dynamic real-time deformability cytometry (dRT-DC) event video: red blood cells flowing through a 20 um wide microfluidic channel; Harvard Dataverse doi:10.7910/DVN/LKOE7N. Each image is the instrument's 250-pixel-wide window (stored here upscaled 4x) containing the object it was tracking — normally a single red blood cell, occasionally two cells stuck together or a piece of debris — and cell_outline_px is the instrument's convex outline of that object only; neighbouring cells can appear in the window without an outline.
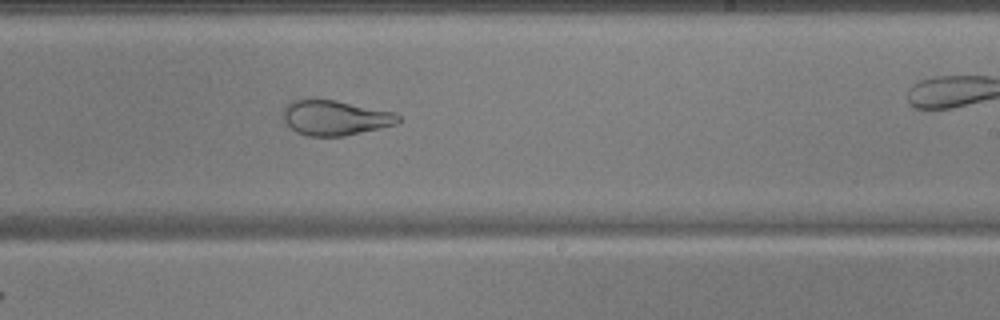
{"species": "common noctule bat (a hibernating species)", "species_latin": "Nyctalus noctula", "temperature_condition": "warm", "stored_images_in_passage": 47, "camera_frame_rate_fps": 3000, "um_per_image_px": 0.085, "animal": {"sex": "male", "body_mass_g": 17.9, "forearm_length_mm": 54.2}, "frame": {"image": 1, "passage_image": 27, "time_ms": 8.667, "image_size_px": [1000, 320], "cell_outline_px": [[400, 120], [396, 124], [380, 128], [344, 136], [308, 136], [296, 132], [284, 120], [284, 108], [292, 100], [336, 100], [396, 112], [400, 116]], "centroid_in_image_um": [28.53, 10.01], "position_along_channel_um": 260.5, "area_um2": 23.29}}